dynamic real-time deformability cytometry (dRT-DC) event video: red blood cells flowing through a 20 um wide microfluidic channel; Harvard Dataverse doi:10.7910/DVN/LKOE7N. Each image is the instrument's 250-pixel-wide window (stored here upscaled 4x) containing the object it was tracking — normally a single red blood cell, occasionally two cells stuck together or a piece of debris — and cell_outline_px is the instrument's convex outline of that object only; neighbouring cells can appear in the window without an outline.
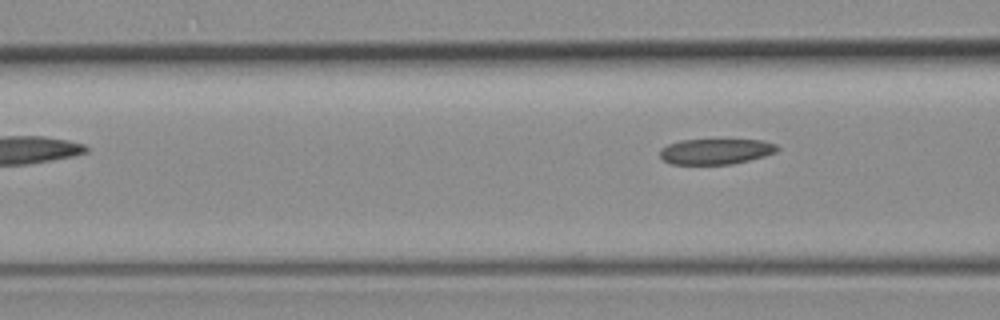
{"species": "common noctule bat (a hibernating species)", "species_latin": "Nyctalus noctula", "temperature_condition": "room temperature", "stored_images_in_passage": 4, "camera_frame_rate_fps": 3000, "um_per_image_px": 0.085, "animal": {"sex": "female", "body_mass_g": 19.3, "forearm_length_mm": 54.1}, "frame": {"image": 1, "passage_image": 4, "time_ms": 3.667, "image_size_px": [1000, 320], "cell_outline_px": [[780, 148], [776, 152], [764, 156], [732, 164], [672, 164], [664, 160], [660, 156], [660, 148], [668, 144], [680, 140], [764, 140], [776, 144]], "centroid_in_image_um": [60.84, 12.87], "position_along_channel_um": 105.8, "area_um2": 17.46}}